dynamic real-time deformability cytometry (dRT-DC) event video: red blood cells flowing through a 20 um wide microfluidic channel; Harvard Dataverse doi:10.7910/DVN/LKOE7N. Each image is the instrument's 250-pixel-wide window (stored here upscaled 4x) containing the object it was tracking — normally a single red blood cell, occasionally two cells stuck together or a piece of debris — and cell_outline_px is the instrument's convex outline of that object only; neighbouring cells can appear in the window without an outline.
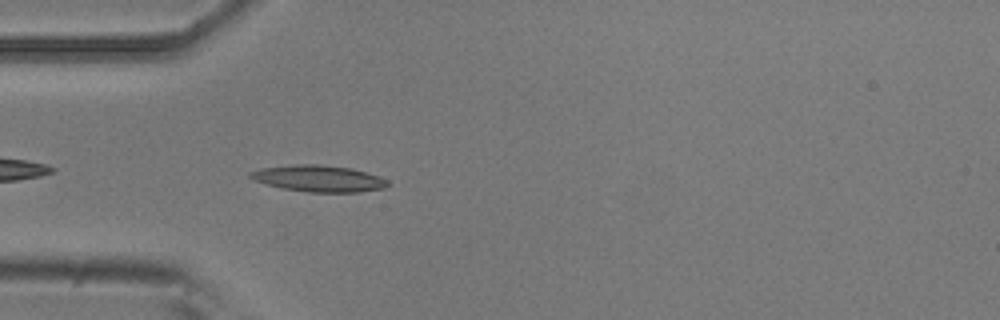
{"species": "common noctule bat (a hibernating species)", "species_latin": "Nyctalus noctula", "temperature_condition": "room temperature", "stored_images_in_passage": 41, "camera_frame_rate_fps": 3000, "um_per_image_px": 0.085, "animal": {"sex": "male", "body_mass_g": 20.5, "forearm_length_mm": 52.5}, "frame": {"image": 1, "passage_image": 4, "time_ms": 1.0, "image_size_px": [1000, 320], "cell_outline_px": [[388, 184], [384, 188], [360, 192], [308, 192], [280, 188], [256, 180], [248, 176], [248, 172], [260, 168], [296, 164], [316, 164], [352, 168], [388, 180]], "centroid_in_image_um": [27.06, 15.17], "position_along_channel_um": 57.9, "area_um2": 21.04}}
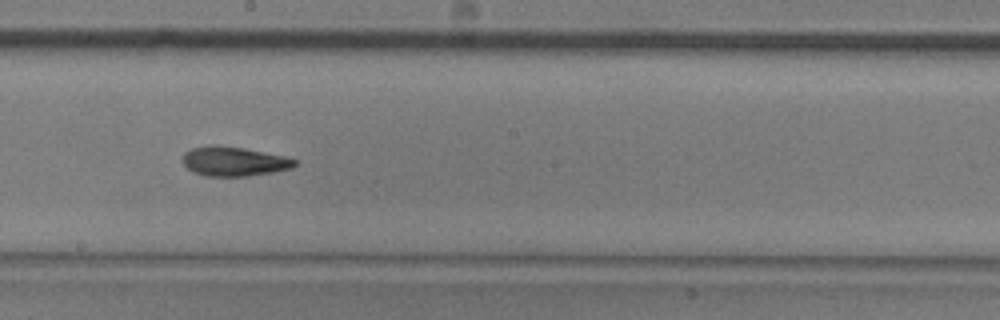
{"frame": {"image": 2, "passage_image": 18, "time_ms": 5.667, "image_size_px": [1000, 320], "cell_outline_px": [[296, 164], [292, 168], [272, 172], [248, 176], [204, 176], [192, 172], [184, 164], [184, 152], [192, 148], [208, 144], [212, 144], [244, 148], [284, 156], [296, 160]], "centroid_in_image_um": [19.86, 13.71], "position_along_channel_um": 228.3, "area_um2": 19.19}}
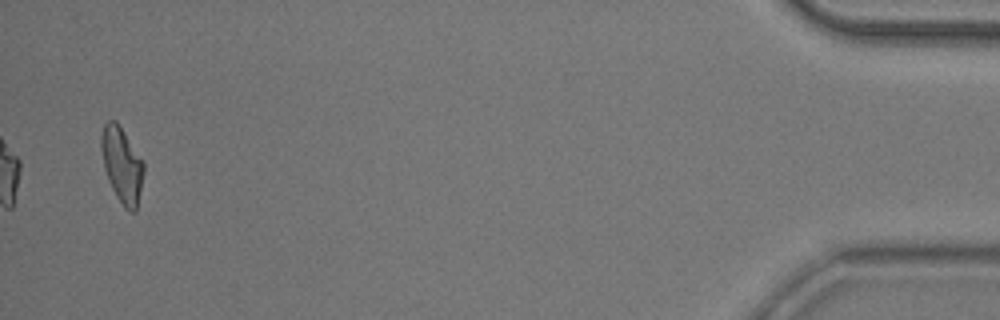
{"frame": {"image": 3, "passage_image": 41, "time_ms": 13.333, "image_size_px": [1000, 320], "cell_outline_px": [[144, 172], [136, 212], [128, 212], [124, 208], [116, 196], [108, 180], [104, 168], [100, 148], [100, 136], [104, 124], [108, 120], [116, 120], [144, 160]], "centroid_in_image_um": [10.36, 14.01], "position_along_channel_um": 424.8, "area_um2": 19.02}, "authors_computed_cell_mechanics": {"area_um2": 18.9584, "velocity_mm_per_s": 3.7004, "shape_relaxation_time_tau1_ms": 7.3499, "shape_relaxation_time_tau2_ms": 2.9769, "deformation_change_tau1": 0.1949, "deformation_change_tau2": 0.1092}}